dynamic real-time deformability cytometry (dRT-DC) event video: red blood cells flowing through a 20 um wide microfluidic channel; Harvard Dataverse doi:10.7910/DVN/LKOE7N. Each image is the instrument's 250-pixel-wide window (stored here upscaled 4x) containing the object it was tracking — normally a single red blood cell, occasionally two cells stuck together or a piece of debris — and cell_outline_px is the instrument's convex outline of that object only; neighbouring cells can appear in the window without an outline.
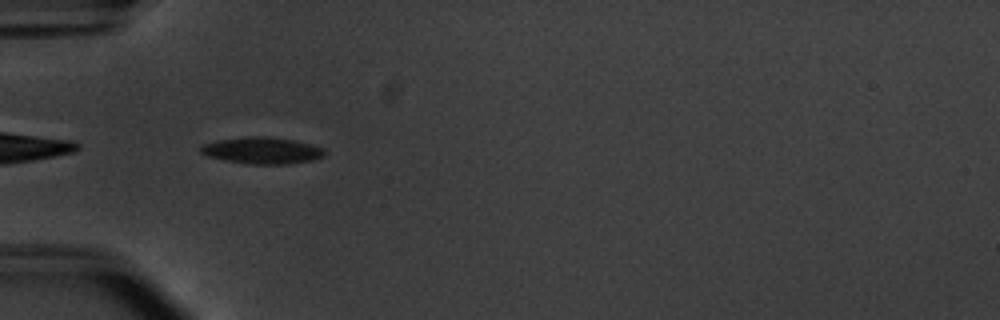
{"species": "common noctule bat (a hibernating species)", "species_latin": "Nyctalus noctula", "temperature_condition": "warm", "stored_images_in_passage": 37, "camera_frame_rate_fps": 3000, "um_per_image_px": 0.085, "animal": {"sex": "male", "body_mass_g": 20.1, "forearm_length_mm": 53.5}, "frame": {"image": 1, "passage_image": 1, "time_ms": 0.0, "image_size_px": [1000, 320], "cell_outline_px": [[324, 156], [312, 160], [288, 164], [252, 164], [224, 160], [208, 156], [200, 152], [200, 148], [204, 144], [220, 140], [248, 136], [264, 136], [292, 140], [312, 144], [324, 148]], "centroid_in_image_um": [22.3, 12.79], "position_along_channel_um": 62.7, "area_um2": 19.02}}
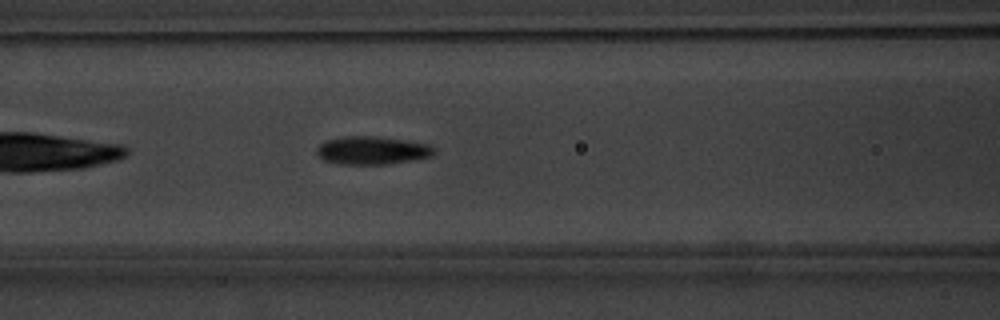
{"frame": {"image": 2, "passage_image": 7, "time_ms": 2.0, "image_size_px": [1000, 320], "cell_outline_px": [[436, 148], [432, 156], [412, 160], [388, 164], [340, 164], [324, 160], [316, 152], [316, 148], [324, 140], [348, 136], [376, 136], [404, 140], [428, 144]], "centroid_in_image_um": [31.63, 12.78], "position_along_channel_um": 135.0, "area_um2": 19.19}}
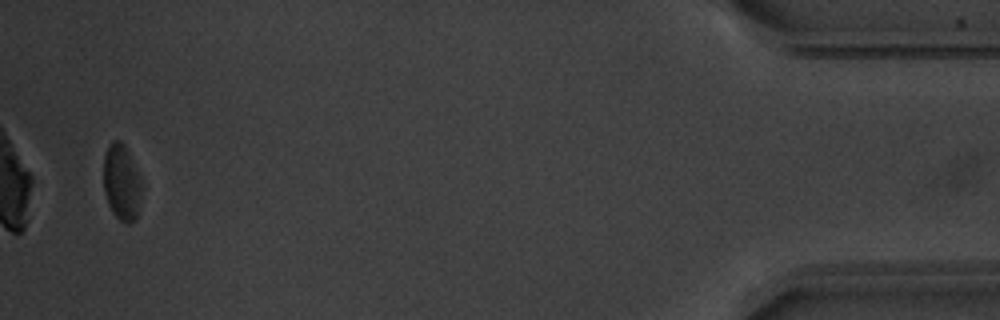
{"frame": {"image": 3, "passage_image": 36, "time_ms": 11.667, "image_size_px": [1000, 320], "cell_outline_px": [[140, 200], [136, 220], [128, 224], [120, 220], [112, 212], [108, 204], [104, 192], [104, 156], [108, 144], [112, 140], [120, 140], [124, 144], [140, 176]], "centroid_in_image_um": [10.32, 15.5], "position_along_channel_um": 424.9, "area_um2": 16.82}, "authors_computed_cell_mechanics": {"area_um2": 18.6116, "velocity_mm_per_s": 3.7827, "shape_relaxation_time_tau1_ms": 2.1176, "shape_relaxation_time_tau2_ms": 5.5702, "deformation_change_tau1": 0.1103, "deformation_change_tau2": 0.1207}}